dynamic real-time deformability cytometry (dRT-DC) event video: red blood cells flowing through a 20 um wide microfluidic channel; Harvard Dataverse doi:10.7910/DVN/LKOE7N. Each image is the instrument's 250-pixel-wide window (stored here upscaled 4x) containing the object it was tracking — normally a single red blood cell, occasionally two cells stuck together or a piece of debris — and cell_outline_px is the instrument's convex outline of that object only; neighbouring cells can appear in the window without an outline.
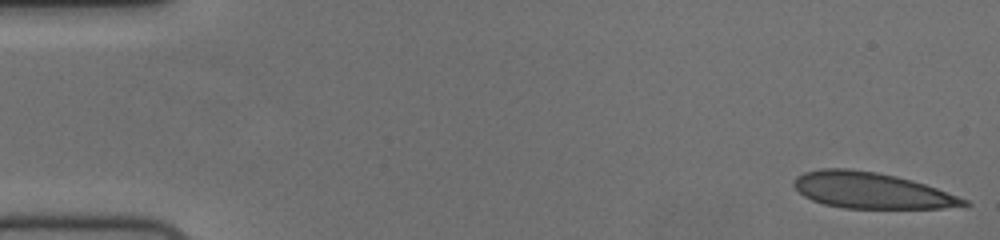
{"species": "human", "species_latin": "Homo sapiens", "temperature_condition": "cold", "stored_images_in_passage": 54, "camera_frame_rate_fps": 3000, "um_per_image_px": 0.085, "donor": {"sex": "female"}, "frame": {"image": 1, "passage_image": 1, "time_ms": 0.0, "image_size_px": [1000, 240], "cell_outline_px": [[972, 204], [944, 208], [844, 208], [824, 204], [812, 200], [804, 196], [792, 184], [796, 176], [804, 172], [820, 168], [848, 168], [876, 172], [896, 176], [912, 180], [936, 188], [968, 200]], "centroid_in_image_um": [74.03, 16.18], "position_along_channel_um": 11.0, "area_um2": 35.55}}
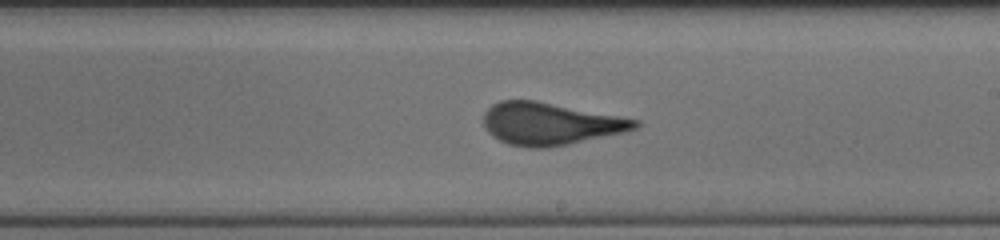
{"frame": {"image": 2, "passage_image": 31, "time_ms": 10.0, "image_size_px": [1000, 240], "cell_outline_px": [[640, 124], [636, 128], [624, 132], [568, 144], [544, 148], [528, 148], [508, 144], [492, 136], [484, 128], [484, 112], [492, 104], [500, 100], [536, 100], [640, 120]], "centroid_in_image_um": [46.73, 10.51], "position_along_channel_um": 242.3, "area_um2": 37.28}}
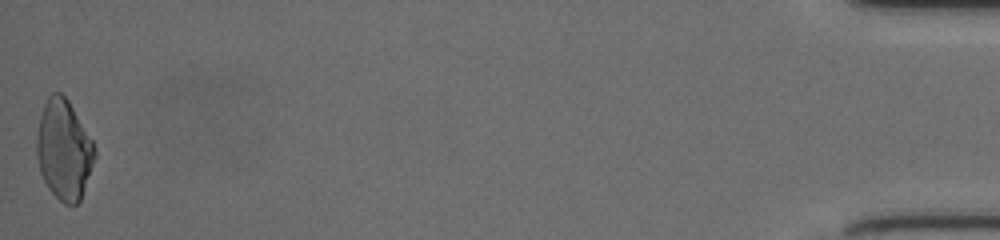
{"frame": {"image": 3, "passage_image": 54, "time_ms": 17.667, "image_size_px": [1000, 240], "cell_outline_px": [[96, 156], [80, 200], [76, 204], [64, 204], [48, 188], [40, 172], [36, 156], [36, 136], [40, 116], [44, 104], [48, 96], [52, 92], [60, 92], [68, 100], [92, 140], [96, 152]], "centroid_in_image_um": [5.41, 12.72], "position_along_channel_um": 429.8, "area_um2": 33.58}, "authors_computed_cell_mechanics": {"area_um2": 36.7897, "velocity_mm_per_s": 3.7325, "shape_relaxation_time_tau1_ms": 6.0693, "shape_relaxation_time_tau2_ms": null, "deformation_change_tau1": 0.1988, "deformation_change_tau2": null}}